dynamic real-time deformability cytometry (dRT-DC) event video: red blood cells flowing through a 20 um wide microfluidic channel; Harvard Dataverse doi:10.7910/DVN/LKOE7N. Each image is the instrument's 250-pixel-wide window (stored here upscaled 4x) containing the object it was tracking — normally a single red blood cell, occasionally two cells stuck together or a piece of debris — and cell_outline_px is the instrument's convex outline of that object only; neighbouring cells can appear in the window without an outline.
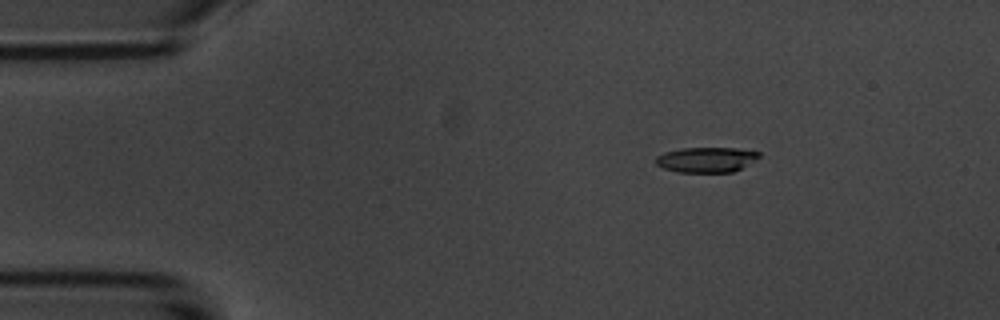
{"species": "common noctule bat (a hibernating species)", "species_latin": "Nyctalus noctula", "temperature_condition": "room temperature", "stored_images_in_passage": 5, "camera_frame_rate_fps": 3000, "um_per_image_px": 0.085, "animal": {"sex": "male", "body_mass_g": 20.1, "forearm_length_mm": 53.5}, "frame": {"image": 1, "passage_image": 3, "time_ms": 2.333, "image_size_px": [1000, 320], "cell_outline_px": [[760, 156], [756, 160], [732, 172], [676, 172], [664, 168], [656, 164], [656, 156], [664, 152], [680, 148], [736, 148], [760, 152]], "centroid_in_image_um": [60.02, 13.57], "position_along_channel_um": 25.0, "area_um2": 15.14}}